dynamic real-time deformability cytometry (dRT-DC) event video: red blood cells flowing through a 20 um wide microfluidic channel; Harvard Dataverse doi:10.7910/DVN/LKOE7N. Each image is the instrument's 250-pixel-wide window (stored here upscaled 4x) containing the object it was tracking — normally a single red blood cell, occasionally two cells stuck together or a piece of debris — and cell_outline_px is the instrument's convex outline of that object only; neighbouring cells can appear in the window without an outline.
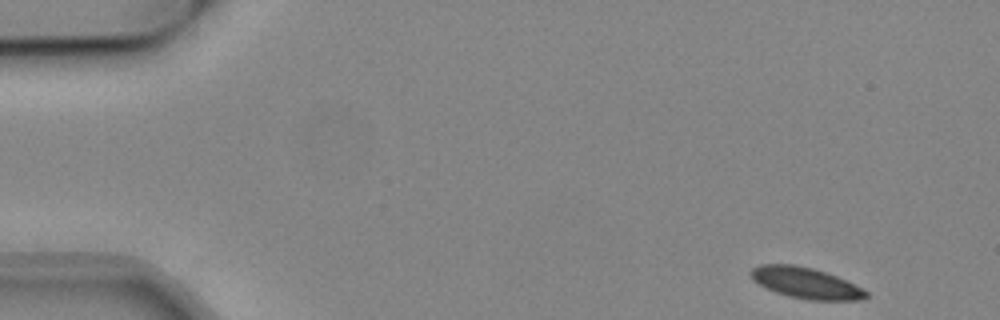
{"species": "common noctule bat (a hibernating species)", "species_latin": "Nyctalus noctula", "temperature_condition": "cold", "stored_images_in_passage": 9, "camera_frame_rate_fps": 3000, "um_per_image_px": 0.085, "animal": {"sex": "male", "body_mass_g": 19.2, "forearm_length_mm": 51.8}, "frame": {"image": 1, "passage_image": 1, "time_ms": 0.0, "image_size_px": [1000, 320], "cell_outline_px": [[868, 296], [860, 300], [808, 300], [788, 296], [776, 292], [752, 280], [748, 272], [752, 268], [760, 264], [792, 264], [812, 268], [836, 276], [868, 292]], "centroid_in_image_um": [68.44, 24.05], "position_along_channel_um": 16.6, "area_um2": 20.58}}